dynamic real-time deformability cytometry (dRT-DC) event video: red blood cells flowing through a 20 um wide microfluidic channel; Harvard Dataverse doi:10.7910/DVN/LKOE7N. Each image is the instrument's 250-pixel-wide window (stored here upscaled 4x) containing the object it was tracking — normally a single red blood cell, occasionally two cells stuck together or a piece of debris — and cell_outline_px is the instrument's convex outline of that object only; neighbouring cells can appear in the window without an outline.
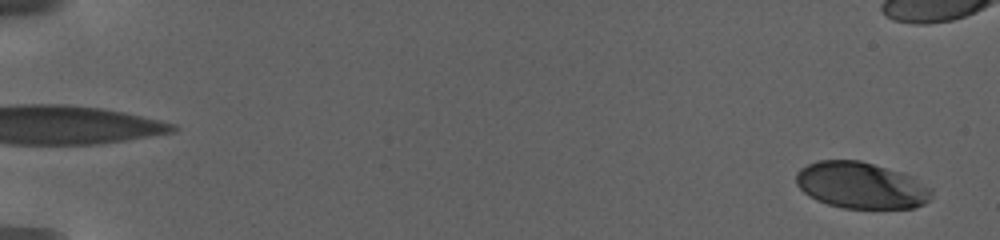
{"species": "human", "species_latin": "Homo sapiens", "temperature_condition": "warm", "stored_images_in_passage": 18, "camera_frame_rate_fps": 3000, "um_per_image_px": 0.085, "donor": {"sex": "female"}, "frame": {"image": 1, "passage_image": 2, "time_ms": 0.667, "image_size_px": [1000, 240], "cell_outline_px": [[932, 196], [924, 204], [916, 208], [844, 208], [828, 204], [816, 200], [808, 196], [796, 184], [796, 172], [800, 168], [808, 164], [820, 160], [860, 160], [900, 172], [912, 176], [932, 188]], "centroid_in_image_um": [73.19, 15.76], "position_along_channel_um": 11.8, "area_um2": 36.76}}